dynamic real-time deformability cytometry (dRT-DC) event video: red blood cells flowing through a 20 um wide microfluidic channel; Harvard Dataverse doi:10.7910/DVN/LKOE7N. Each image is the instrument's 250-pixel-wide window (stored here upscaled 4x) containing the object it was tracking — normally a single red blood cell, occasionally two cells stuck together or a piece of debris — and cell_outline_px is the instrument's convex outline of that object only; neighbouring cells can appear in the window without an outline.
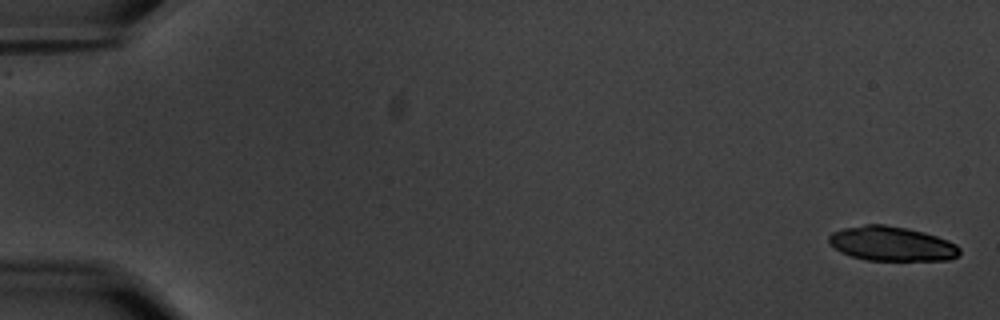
{"species": "common noctule bat (a hibernating species)", "species_latin": "Nyctalus noctula", "temperature_condition": "warm", "stored_images_in_passage": 57, "camera_frame_rate_fps": 3000, "um_per_image_px": 0.085, "animal": {"sex": "male", "body_mass_g": 20.1, "forearm_length_mm": 53.5}, "frame": {"image": 1, "passage_image": 1, "time_ms": 0.0, "image_size_px": [1000, 320], "cell_outline_px": [[960, 256], [948, 260], [868, 260], [852, 256], [840, 252], [828, 240], [828, 236], [832, 232], [844, 228], [864, 224], [884, 224], [908, 228], [924, 232], [948, 240], [956, 244], [960, 248]], "centroid_in_image_um": [75.82, 20.71], "position_along_channel_um": 9.2, "area_um2": 26.3}}
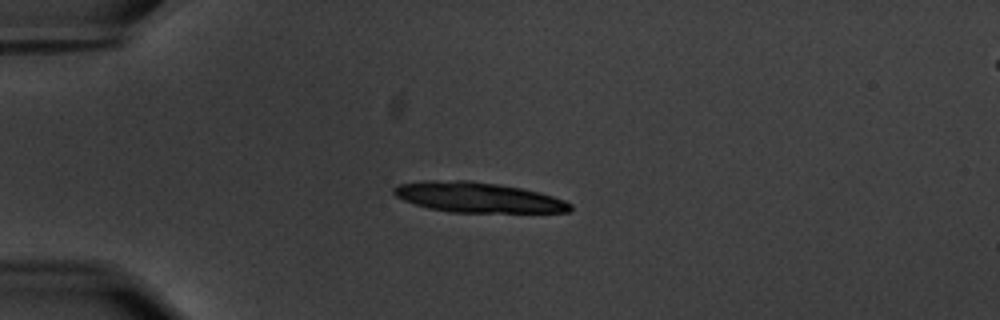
{"frame": {"image": 2, "passage_image": 15, "time_ms": 4.667, "image_size_px": [1000, 320], "cell_outline_px": [[572, 208], [568, 212], [448, 212], [428, 208], [404, 200], [396, 196], [392, 192], [392, 188], [396, 184], [424, 180], [468, 180], [496, 184], [520, 188], [540, 192], [564, 200], [572, 204]], "centroid_in_image_um": [40.57, 16.77], "position_along_channel_um": 44.4, "area_um2": 31.04}, "authors_computed_cell_mechanics": {"area_um2": 27.0504, "velocity_mm_per_s": 3.5426, "shape_relaxation_time_tau1_ms": 1.3313, "shape_relaxation_time_tau2_ms": null, "deformation_change_tau1": 0.23, "deformation_change_tau2": null}}